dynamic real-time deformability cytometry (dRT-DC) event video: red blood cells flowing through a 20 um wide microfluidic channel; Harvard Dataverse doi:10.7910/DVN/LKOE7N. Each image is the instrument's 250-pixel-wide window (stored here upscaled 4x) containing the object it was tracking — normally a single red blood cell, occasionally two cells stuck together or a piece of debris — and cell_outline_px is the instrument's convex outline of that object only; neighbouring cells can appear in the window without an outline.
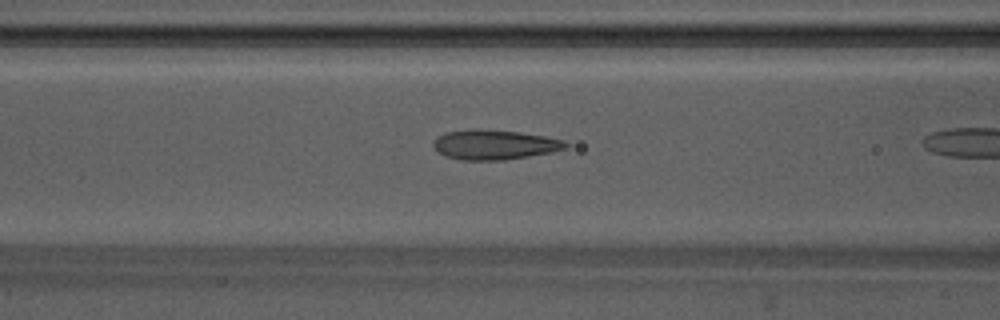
{"species": "Egyptian fruit bat (a non-hibernating species)", "species_latin": "Rousettus aegyptiacus", "temperature_condition": "warm", "stored_images_in_passage": 21, "camera_frame_rate_fps": 3000, "um_per_image_px": 0.085, "animal": {"sex": "male"}, "frame": {"image": 1, "passage_image": 10, "time_ms": 3.0, "image_size_px": [1000, 320], "cell_outline_px": [[568, 148], [552, 152], [504, 160], [460, 160], [448, 156], [440, 152], [432, 144], [440, 136], [448, 132], [472, 128], [520, 132], [544, 136], [564, 140], [568, 144]], "centroid_in_image_um": [42.08, 12.29], "position_along_channel_um": 124.5, "area_um2": 22.72}}